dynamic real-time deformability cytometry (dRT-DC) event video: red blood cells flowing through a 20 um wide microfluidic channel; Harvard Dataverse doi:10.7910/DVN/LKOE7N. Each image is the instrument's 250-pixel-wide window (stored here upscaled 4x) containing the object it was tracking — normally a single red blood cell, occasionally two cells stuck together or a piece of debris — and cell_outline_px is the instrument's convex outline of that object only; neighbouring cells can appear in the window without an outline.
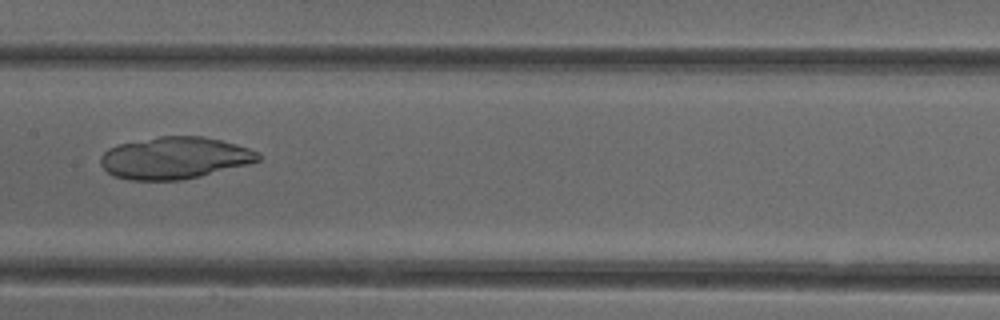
{"species": "common noctule bat (a hibernating species)", "species_latin": "Nyctalus noctula", "temperature_condition": "cold", "stored_images_in_passage": 52, "camera_frame_rate_fps": 3000, "um_per_image_px": 0.085, "animal": {"sex": "female"}, "frame": {"image": 1, "passage_image": 26, "time_ms": 8.333, "image_size_px": [1000, 320], "cell_outline_px": [[260, 160], [248, 164], [200, 176], [180, 180], [128, 180], [112, 176], [100, 164], [100, 156], [108, 148], [120, 144], [160, 136], [204, 136], [236, 144], [260, 152]], "centroid_in_image_um": [14.83, 13.43], "position_along_channel_um": 192.6, "area_um2": 38.49}}
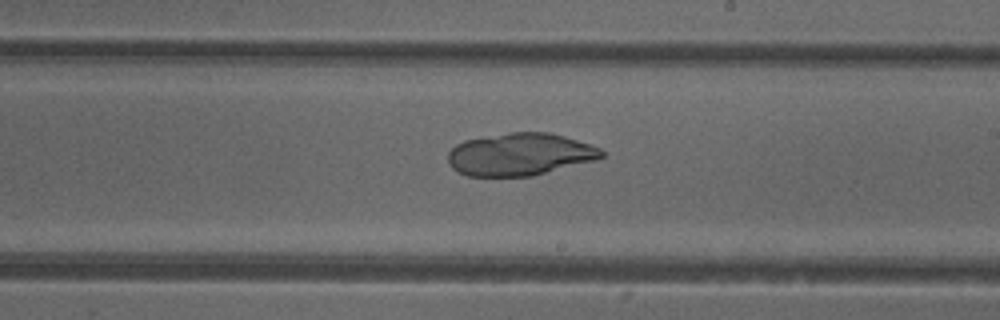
{"frame": {"image": 2, "passage_image": 30, "time_ms": 9.667, "image_size_px": [1000, 320], "cell_outline_px": [[604, 156], [596, 160], [532, 176], [468, 176], [452, 168], [448, 160], [448, 152], [456, 144], [464, 140], [508, 132], [548, 132], [564, 136], [600, 148], [604, 152]], "centroid_in_image_um": [44.19, 13.12], "position_along_channel_um": 244.8, "area_um2": 37.92}}
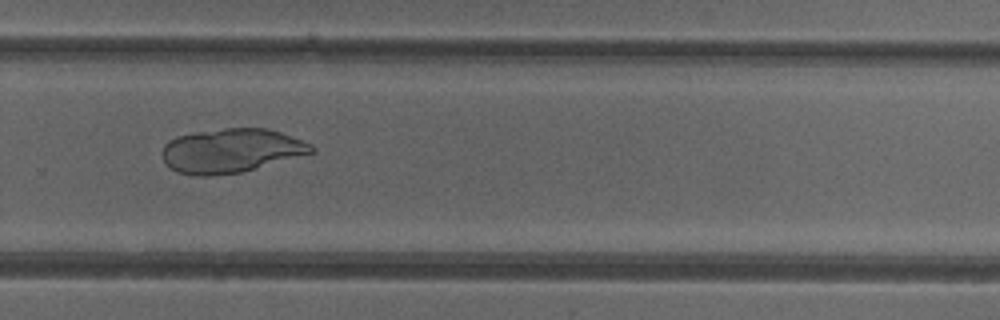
{"frame": {"image": 3, "passage_image": 35, "time_ms": 11.333, "image_size_px": [1000, 320], "cell_outline_px": [[316, 152], [244, 172], [208, 176], [200, 176], [176, 172], [164, 160], [160, 152], [164, 144], [168, 140], [176, 136], [196, 132], [224, 128], [264, 128], [280, 132], [312, 144], [316, 148]], "centroid_in_image_um": [19.65, 12.81], "position_along_channel_um": 310.1, "area_um2": 38.61}}